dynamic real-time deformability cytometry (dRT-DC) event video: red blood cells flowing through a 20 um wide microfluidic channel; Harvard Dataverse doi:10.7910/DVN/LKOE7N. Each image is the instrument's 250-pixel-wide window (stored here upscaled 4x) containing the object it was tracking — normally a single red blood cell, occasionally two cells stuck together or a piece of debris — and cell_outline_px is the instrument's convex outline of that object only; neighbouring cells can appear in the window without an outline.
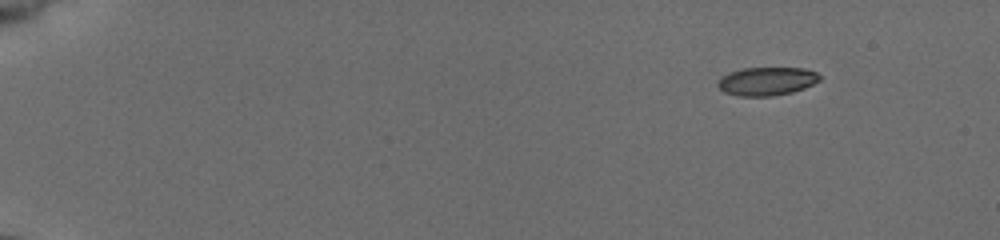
{"species": "common noctule bat (a hibernating species)", "species_latin": "Nyctalus noctula", "temperature_condition": "cold", "stored_images_in_passage": 49, "camera_frame_rate_fps": 3000, "um_per_image_px": 0.085, "animal": {"sex": "female", "body_mass_g": 19.5, "forearm_length_mm": 54.1}, "frame": {"image": 1, "passage_image": 1, "time_ms": 0.0, "image_size_px": [1000, 240], "cell_outline_px": [[824, 76], [820, 80], [804, 88], [792, 92], [772, 96], [736, 96], [724, 92], [716, 84], [720, 76], [744, 68], [804, 68], [816, 72]], "centroid_in_image_um": [65.19, 6.91], "position_along_channel_um": 19.8, "area_um2": 16.94}}
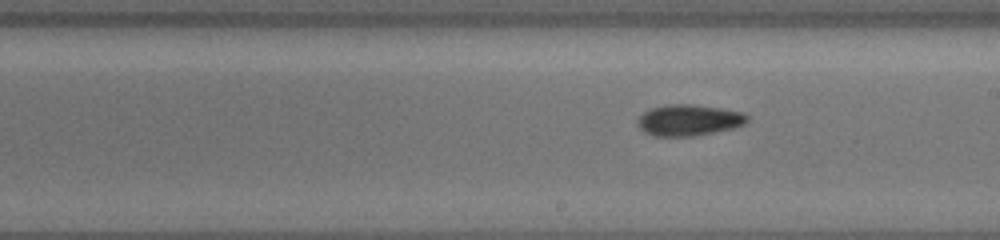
{"frame": {"image": 2, "passage_image": 28, "time_ms": 9.0, "image_size_px": [1000, 240], "cell_outline_px": [[748, 120], [744, 124], [732, 128], [692, 136], [656, 136], [644, 132], [640, 128], [640, 116], [644, 112], [652, 108], [672, 104], [688, 104], [720, 108], [744, 112], [748, 116]], "centroid_in_image_um": [58.59, 10.21], "position_along_channel_um": 230.4, "area_um2": 19.48}}
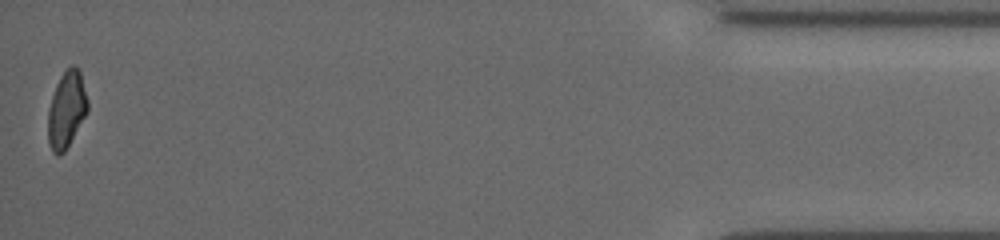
{"frame": {"image": 3, "passage_image": 49, "time_ms": 16.0, "image_size_px": [1000, 240], "cell_outline_px": [[88, 112], [64, 152], [60, 156], [56, 156], [52, 152], [48, 140], [48, 112], [52, 96], [56, 84], [60, 76], [72, 64], [76, 64], [80, 72], [88, 100]], "centroid_in_image_um": [5.66, 9.32], "position_along_channel_um": 429.5, "area_um2": 17.74}, "authors_computed_cell_mechanics": {"area_um2": 18.1492, "velocity_mm_per_s": 3.9031, "shape_relaxation_time_tau1_ms": 5.4372, "shape_relaxation_time_tau2_ms": 3.9111, "deformation_change_tau1": 0.1563, "deformation_change_tau2": 0.0901}}